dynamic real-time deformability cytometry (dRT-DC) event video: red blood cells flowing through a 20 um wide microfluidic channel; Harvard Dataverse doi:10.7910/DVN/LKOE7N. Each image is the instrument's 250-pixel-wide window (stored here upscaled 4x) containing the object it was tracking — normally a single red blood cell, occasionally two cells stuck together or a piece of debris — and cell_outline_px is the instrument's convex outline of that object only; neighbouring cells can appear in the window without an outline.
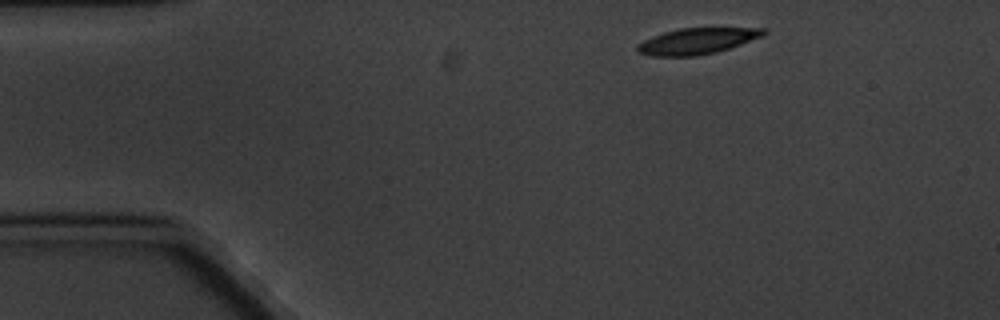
{"species": "common noctule bat (a hibernating species)", "species_latin": "Nyctalus noctula", "temperature_condition": "cold", "stored_images_in_passage": 7, "camera_frame_rate_fps": 3000, "um_per_image_px": 0.085, "animal": {"sex": "male", "body_mass_g": 20.1, "forearm_length_mm": 53.5}, "frame": {"image": 1, "passage_image": 1, "time_ms": 0.0, "image_size_px": [1000, 320], "cell_outline_px": [[768, 32], [764, 36], [716, 52], [696, 56], [652, 56], [640, 52], [636, 48], [636, 44], [652, 36], [664, 32], [680, 28], [764, 28]], "centroid_in_image_um": [59.25, 3.48], "position_along_channel_um": 25.7, "area_um2": 19.07}}
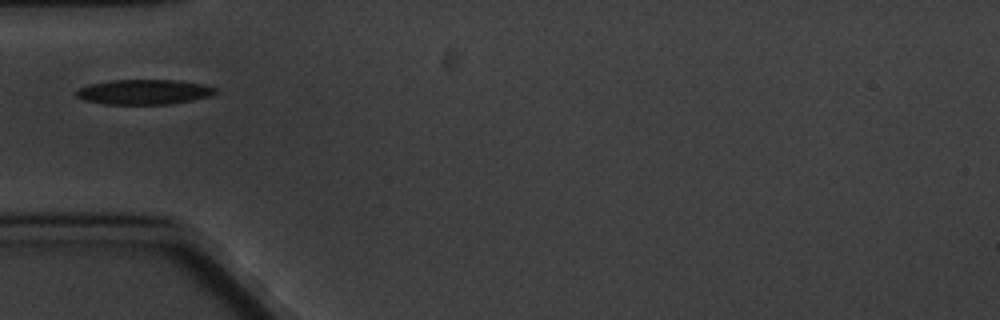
{"frame": {"image": 2, "passage_image": 4, "time_ms": 3.333, "image_size_px": [1000, 320], "cell_outline_px": [[216, 92], [208, 96], [192, 100], [172, 104], [104, 104], [84, 100], [76, 96], [72, 92], [80, 88], [92, 84], [112, 80], [176, 80], [200, 84], [216, 88]], "centroid_in_image_um": [12.19, 7.82], "position_along_channel_um": 72.8, "area_um2": 20.06}}